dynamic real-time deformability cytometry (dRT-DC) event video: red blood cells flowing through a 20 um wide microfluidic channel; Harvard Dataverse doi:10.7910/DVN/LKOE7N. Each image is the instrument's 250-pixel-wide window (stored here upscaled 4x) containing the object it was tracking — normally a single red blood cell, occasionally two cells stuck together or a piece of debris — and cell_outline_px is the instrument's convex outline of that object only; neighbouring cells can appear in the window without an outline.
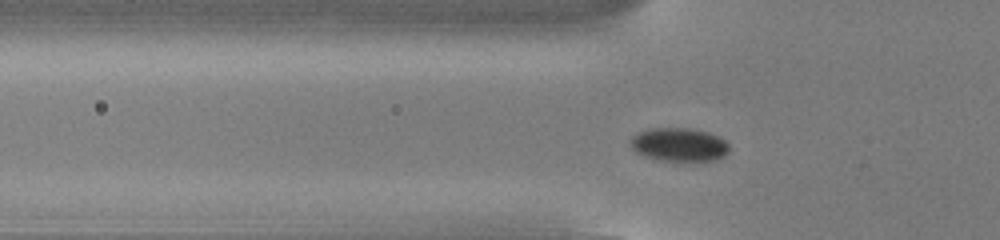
{"species": "common noctule bat (a hibernating species)", "species_latin": "Nyctalus noctula", "temperature_condition": "cold", "stored_images_in_passage": 49, "camera_frame_rate_fps": 3000, "um_per_image_px": 0.085, "animal": {"sex": "male", "body_mass_g": 13.0, "forearm_length_mm": 53.1}, "frame": {"image": 1, "passage_image": 13, "time_ms": 4.0, "image_size_px": [1000, 240], "cell_outline_px": [[728, 152], [724, 156], [716, 160], [704, 164], [688, 164], [660, 160], [644, 156], [636, 152], [632, 148], [632, 136], [640, 132], [652, 128], [688, 128], [708, 132], [724, 140], [728, 144]], "centroid_in_image_um": [57.78, 12.36], "position_along_channel_um": 68.0, "area_um2": 19.94}}
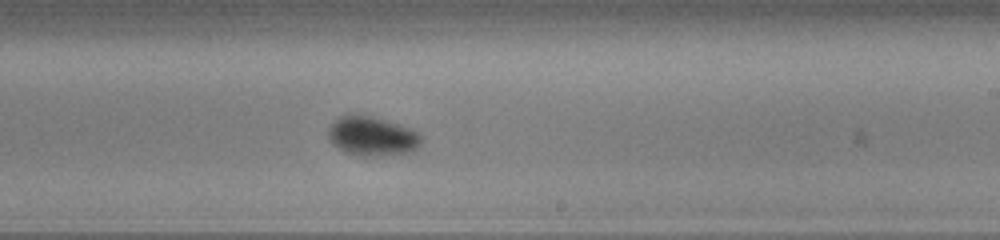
{"frame": {"image": 2, "passage_image": 28, "time_ms": 9.0, "image_size_px": [1000, 240], "cell_outline_px": [[420, 144], [412, 152], [380, 156], [356, 156], [332, 144], [328, 136], [328, 128], [340, 116], [348, 112], [356, 112], [372, 116], [408, 128], [416, 132], [420, 136]], "centroid_in_image_um": [31.57, 11.56], "position_along_channel_um": 257.4, "area_um2": 21.33}}
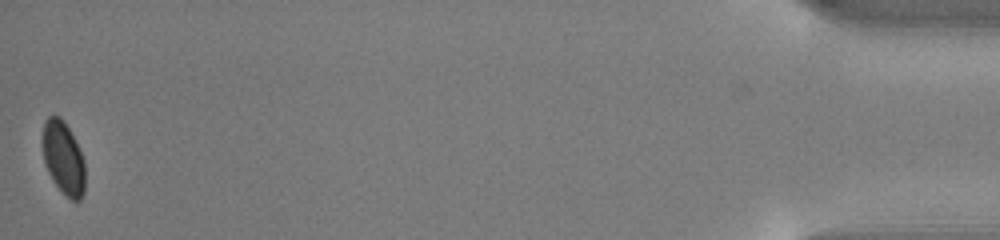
{"frame": {"image": 3, "passage_image": 49, "time_ms": 16.0, "image_size_px": [1000, 240], "cell_outline_px": [[84, 192], [80, 200], [72, 200], [64, 196], [52, 180], [44, 164], [44, 120], [48, 116], [60, 116], [64, 120], [84, 160]], "centroid_in_image_um": [5.39, 13.47], "position_along_channel_um": 429.8, "area_um2": 17.8}, "authors_computed_cell_mechanics": {"area_um2": 19.652, "velocity_mm_per_s": 3.8117, "shape_relaxation_time_tau1_ms": 2.1212, "shape_relaxation_time_tau2_ms": null, "deformation_change_tau1": 0.0531, "deformation_change_tau2": null}}